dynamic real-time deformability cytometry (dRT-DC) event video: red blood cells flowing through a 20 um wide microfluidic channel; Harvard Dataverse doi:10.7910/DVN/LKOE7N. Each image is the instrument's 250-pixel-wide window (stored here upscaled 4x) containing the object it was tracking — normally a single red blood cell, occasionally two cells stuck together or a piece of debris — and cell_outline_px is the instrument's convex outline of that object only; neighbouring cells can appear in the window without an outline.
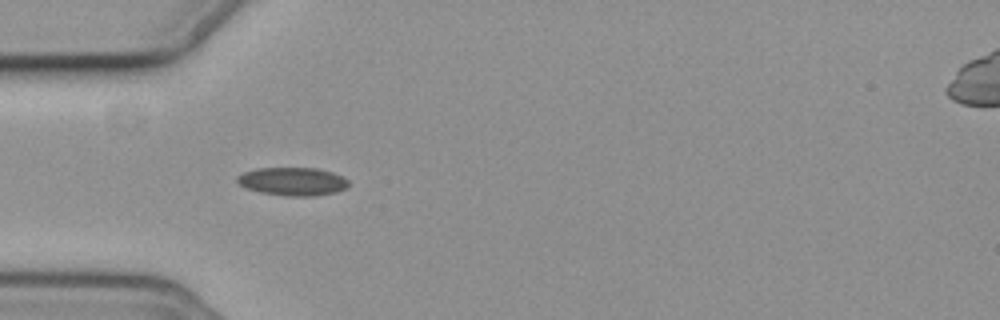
{"species": "common noctule bat (a hibernating species)", "species_latin": "Nyctalus noctula", "temperature_condition": "cold", "stored_images_in_passage": 23, "camera_frame_rate_fps": 3000, "um_per_image_px": 0.085, "animal": {"sex": "female", "body_mass_g": 19.3, "forearm_length_mm": 54.1}, "frame": {"image": 1, "passage_image": 7, "time_ms": 2.0, "image_size_px": [1000, 320], "cell_outline_px": [[348, 188], [336, 192], [316, 196], [288, 196], [260, 192], [248, 188], [240, 184], [236, 180], [236, 176], [244, 172], [256, 168], [316, 168], [332, 172], [344, 176], [348, 180]], "centroid_in_image_um": [24.91, 15.42], "position_along_channel_um": 60.1, "area_um2": 18.38}}
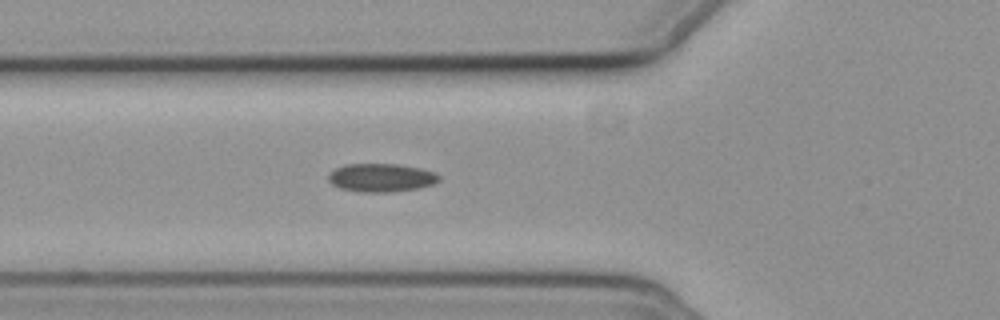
{"frame": {"image": 2, "passage_image": 10, "time_ms": 3.0, "image_size_px": [1000, 320], "cell_outline_px": [[440, 180], [432, 184], [416, 188], [392, 192], [360, 192], [340, 188], [332, 184], [328, 180], [328, 172], [344, 164], [396, 164], [420, 168], [432, 172], [440, 176]], "centroid_in_image_um": [32.35, 15.1], "position_along_channel_um": 93.5, "area_um2": 18.21}}
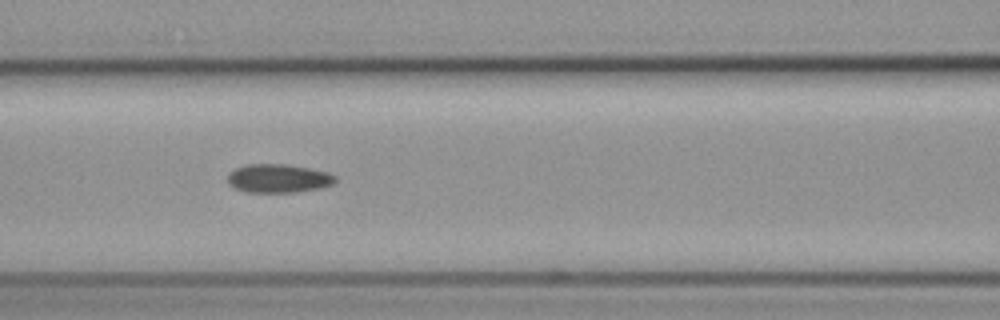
{"frame": {"image": 3, "passage_image": 14, "time_ms": 4.333, "image_size_px": [1000, 320], "cell_outline_px": [[336, 180], [332, 184], [320, 188], [296, 192], [248, 192], [236, 188], [228, 180], [228, 172], [244, 164], [284, 164], [308, 168], [328, 172], [336, 176]], "centroid_in_image_um": [23.67, 15.15], "position_along_channel_um": 142.9, "area_um2": 17.8}}